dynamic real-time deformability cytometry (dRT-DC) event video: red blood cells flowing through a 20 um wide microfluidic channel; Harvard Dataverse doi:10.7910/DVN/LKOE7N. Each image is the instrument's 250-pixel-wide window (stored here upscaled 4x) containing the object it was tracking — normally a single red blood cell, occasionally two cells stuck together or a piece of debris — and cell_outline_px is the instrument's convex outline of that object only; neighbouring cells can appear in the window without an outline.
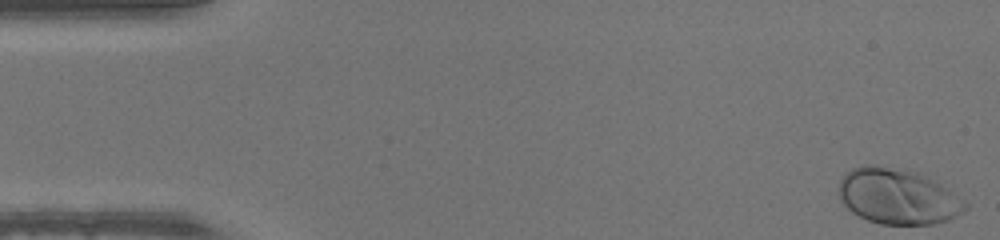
{"species": "human", "species_latin": "Homo sapiens", "temperature_condition": "warm", "stored_images_in_passage": 49, "camera_frame_rate_fps": 3000, "um_per_image_px": 0.085, "donor": {"sex": "male"}, "frame": {"image": 1, "passage_image": 1, "time_ms": 0.0, "image_size_px": [1000, 240], "cell_outline_px": [[968, 208], [956, 216], [948, 220], [932, 224], [880, 224], [868, 220], [852, 212], [840, 200], [840, 180], [844, 172], [852, 168], [864, 164], [872, 164], [920, 172], [940, 184], [968, 204]], "centroid_in_image_um": [76.29, 16.68], "position_along_channel_um": 8.7, "area_um2": 40.86}}
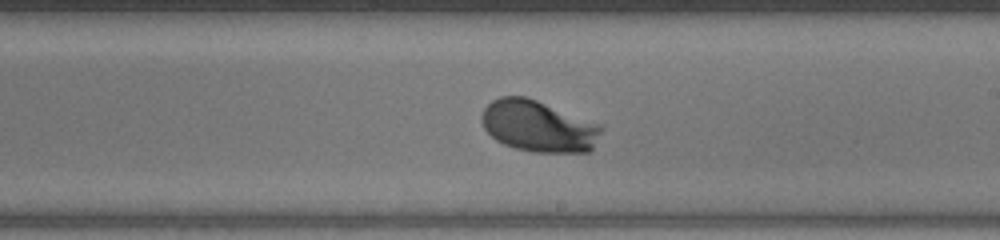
{"frame": {"image": 2, "passage_image": 28, "time_ms": 9.0, "image_size_px": [1000, 240], "cell_outline_px": [[604, 128], [592, 148], [588, 152], [532, 152], [516, 148], [504, 144], [496, 140], [484, 128], [480, 120], [480, 116], [484, 108], [492, 100], [500, 96], [524, 96], [536, 100], [604, 124]], "centroid_in_image_um": [45.78, 10.72], "position_along_channel_um": 243.2, "area_um2": 36.13}}
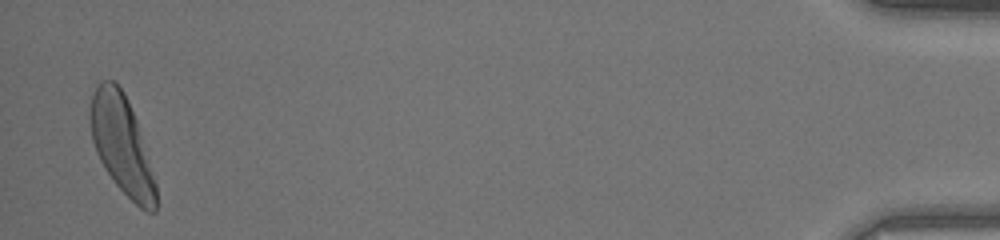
{"frame": {"image": 3, "passage_image": 48, "time_ms": 15.667, "image_size_px": [1000, 240], "cell_outline_px": [[156, 212], [148, 212], [140, 208], [112, 180], [104, 168], [96, 152], [92, 140], [88, 116], [88, 108], [96, 84], [100, 80], [112, 80], [124, 92], [136, 120], [156, 184]], "centroid_in_image_um": [10.3, 12.28], "position_along_channel_um": 424.9, "area_um2": 37.4}}